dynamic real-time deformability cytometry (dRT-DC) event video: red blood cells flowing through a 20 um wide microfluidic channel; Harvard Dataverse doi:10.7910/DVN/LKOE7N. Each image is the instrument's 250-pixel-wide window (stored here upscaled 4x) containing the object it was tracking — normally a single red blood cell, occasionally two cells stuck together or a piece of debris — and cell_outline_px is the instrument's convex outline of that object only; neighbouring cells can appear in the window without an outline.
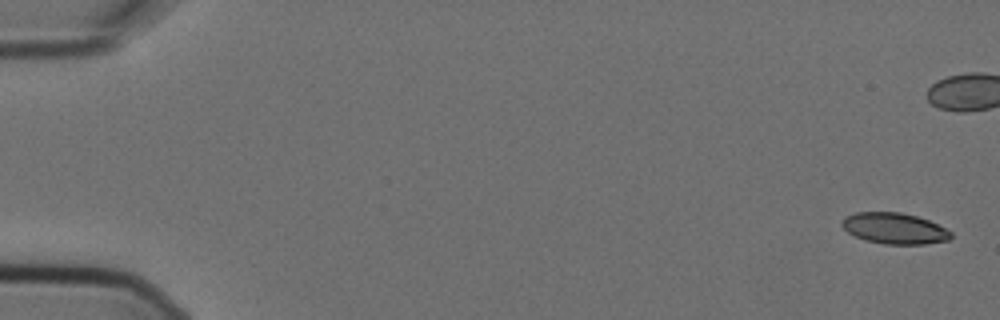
{"species": "Egyptian fruit bat (a non-hibernating species)", "species_latin": "Rousettus aegyptiacus", "temperature_condition": "cold", "stored_images_in_passage": 2, "camera_frame_rate_fps": 3000, "um_per_image_px": 0.085, "animal": {"sex": "female"}, "frame": {"image": 1, "passage_image": 1, "time_ms": 0.0, "image_size_px": [1000, 320], "cell_outline_px": [[952, 236], [948, 240], [924, 244], [884, 244], [868, 240], [856, 236], [848, 232], [840, 224], [840, 220], [844, 216], [856, 212], [900, 212], [916, 216], [928, 220], [952, 232]], "centroid_in_image_um": [76.0, 19.4], "position_along_channel_um": 9.0, "area_um2": 19.59}}